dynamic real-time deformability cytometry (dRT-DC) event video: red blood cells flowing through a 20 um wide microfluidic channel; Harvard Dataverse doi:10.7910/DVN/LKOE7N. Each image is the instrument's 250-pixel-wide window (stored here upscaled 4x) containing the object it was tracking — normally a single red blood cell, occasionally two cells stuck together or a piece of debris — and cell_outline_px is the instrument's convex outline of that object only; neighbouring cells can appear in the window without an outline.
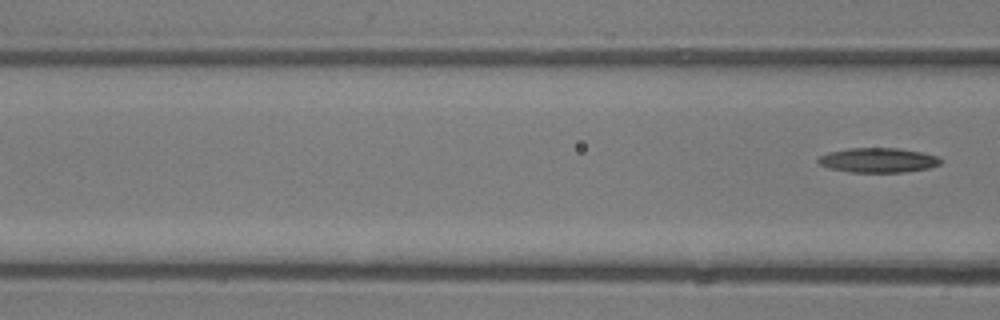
{"species": "common noctule bat (a hibernating species)", "species_latin": "Nyctalus noctula", "temperature_condition": "room temperature", "stored_images_in_passage": 5, "camera_frame_rate_fps": 3000, "um_per_image_px": 0.085, "animal": {"sex": "male", "body_mass_g": 13.3}, "frame": {"image": 1, "passage_image": 5, "time_ms": 5.333, "image_size_px": [1000, 320], "cell_outline_px": [[944, 160], [940, 164], [928, 168], [904, 172], [852, 172], [828, 168], [820, 164], [816, 160], [820, 156], [828, 152], [848, 148], [900, 148], [924, 152], [936, 156]], "centroid_in_image_um": [74.65, 13.61], "position_along_channel_um": 91.9, "area_um2": 17.69}}